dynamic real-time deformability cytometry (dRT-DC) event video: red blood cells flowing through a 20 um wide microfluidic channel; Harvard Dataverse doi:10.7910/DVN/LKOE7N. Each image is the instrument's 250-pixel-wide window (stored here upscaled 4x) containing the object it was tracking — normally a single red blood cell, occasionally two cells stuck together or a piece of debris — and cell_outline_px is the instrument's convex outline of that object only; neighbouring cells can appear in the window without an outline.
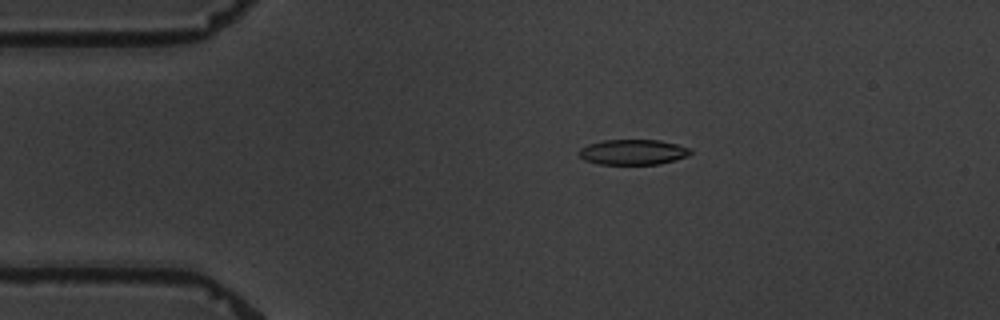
{"species": "common noctule bat (a hibernating species)", "species_latin": "Nyctalus noctula", "temperature_condition": "warm", "stored_images_in_passage": 5, "camera_frame_rate_fps": 3000, "um_per_image_px": 0.085, "animal": {"sex": "male", "body_mass_g": 19.5, "forearm_length_mm": 54.6}, "frame": {"image": 1, "passage_image": 4, "time_ms": 3.333, "image_size_px": [1000, 320], "cell_outline_px": [[692, 152], [688, 156], [660, 164], [600, 164], [584, 160], [580, 156], [580, 148], [588, 144], [604, 140], [660, 140], [692, 148]], "centroid_in_image_um": [53.83, 12.92], "position_along_channel_um": 31.2, "area_um2": 16.42}}